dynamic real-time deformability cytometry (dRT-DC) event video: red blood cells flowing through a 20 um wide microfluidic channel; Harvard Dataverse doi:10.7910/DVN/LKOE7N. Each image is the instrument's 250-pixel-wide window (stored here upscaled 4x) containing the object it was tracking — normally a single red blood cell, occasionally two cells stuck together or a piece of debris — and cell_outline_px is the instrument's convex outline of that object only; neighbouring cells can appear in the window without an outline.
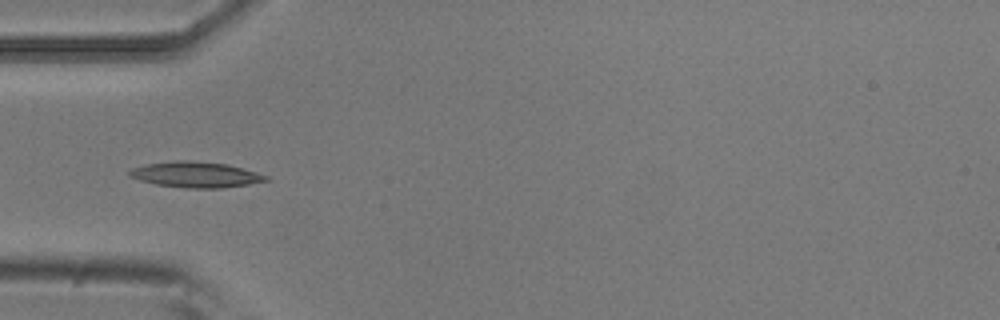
{"species": "common noctule bat (a hibernating species)", "species_latin": "Nyctalus noctula", "temperature_condition": "room temperature", "stored_images_in_passage": 7, "camera_frame_rate_fps": 3000, "um_per_image_px": 0.085, "animal": {"sex": "male", "body_mass_g": 20.5, "forearm_length_mm": 52.5}, "frame": {"image": 1, "passage_image": 5, "time_ms": 1.333, "image_size_px": [1000, 320], "cell_outline_px": [[268, 180], [248, 184], [220, 188], [188, 188], [156, 184], [140, 180], [128, 176], [128, 172], [132, 168], [148, 164], [172, 160], [188, 160], [228, 164], [268, 176]], "centroid_in_image_um": [16.6, 14.83], "position_along_channel_um": 68.4, "area_um2": 20.23}}
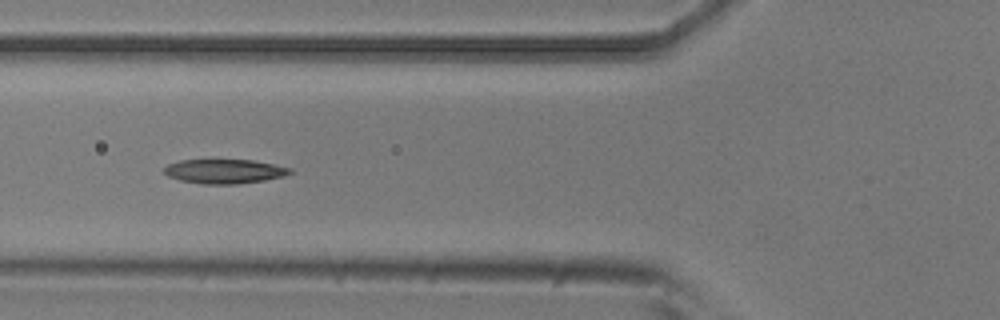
{"frame": {"image": 2, "passage_image": 6, "time_ms": 1.667, "image_size_px": [1000, 320], "cell_outline_px": [[292, 172], [284, 176], [264, 180], [236, 184], [200, 184], [180, 180], [168, 176], [164, 172], [164, 168], [168, 164], [180, 160], [252, 160], [292, 168]], "centroid_in_image_um": [19.06, 14.56], "position_along_channel_um": 106.7, "area_um2": 17.74}}
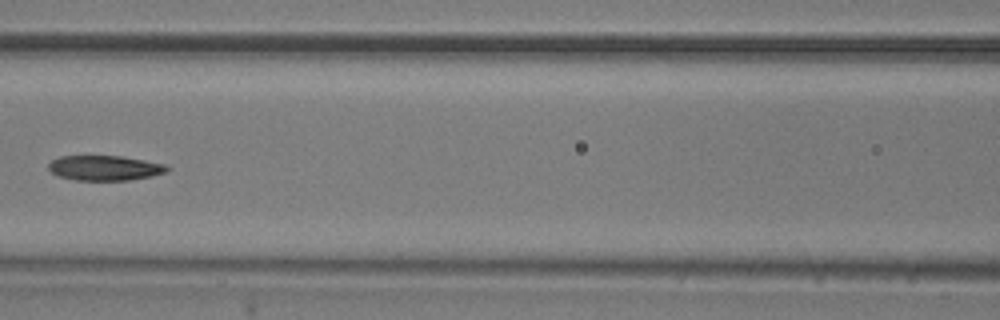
{"frame": {"image": 3, "passage_image": 7, "time_ms": 2.0, "image_size_px": [1000, 320], "cell_outline_px": [[172, 168], [168, 172], [152, 176], [128, 180], [72, 180], [60, 176], [52, 172], [48, 168], [48, 164], [52, 160], [60, 156], [120, 156], [144, 160], [164, 164]], "centroid_in_image_um": [8.93, 14.28], "position_along_channel_um": 157.7, "area_um2": 17.28}}